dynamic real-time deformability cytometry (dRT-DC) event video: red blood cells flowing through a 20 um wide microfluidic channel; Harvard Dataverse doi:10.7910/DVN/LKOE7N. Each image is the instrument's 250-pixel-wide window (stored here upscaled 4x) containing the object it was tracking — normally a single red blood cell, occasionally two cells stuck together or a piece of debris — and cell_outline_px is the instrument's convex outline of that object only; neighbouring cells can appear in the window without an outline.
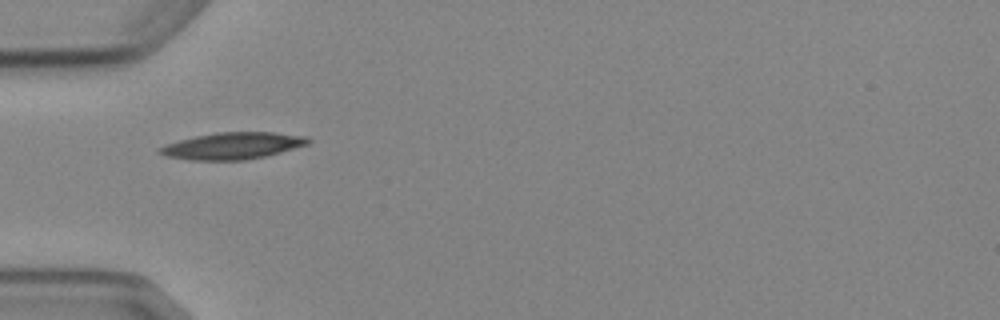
{"species": "Egyptian fruit bat (a non-hibernating species)", "species_latin": "Rousettus aegyptiacus", "temperature_condition": "cold", "stored_images_in_passage": 3, "camera_frame_rate_fps": 3000, "um_per_image_px": 0.085, "animal": {"sex": "female"}, "frame": {"image": 1, "passage_image": 1, "time_ms": 0.0, "image_size_px": [1000, 320], "cell_outline_px": [[312, 140], [308, 144], [268, 156], [244, 160], [188, 160], [164, 156], [156, 152], [156, 148], [164, 144], [196, 136], [216, 132], [272, 132], [308, 136]], "centroid_in_image_um": [19.74, 12.4], "position_along_channel_um": 65.3, "area_um2": 23.47}}
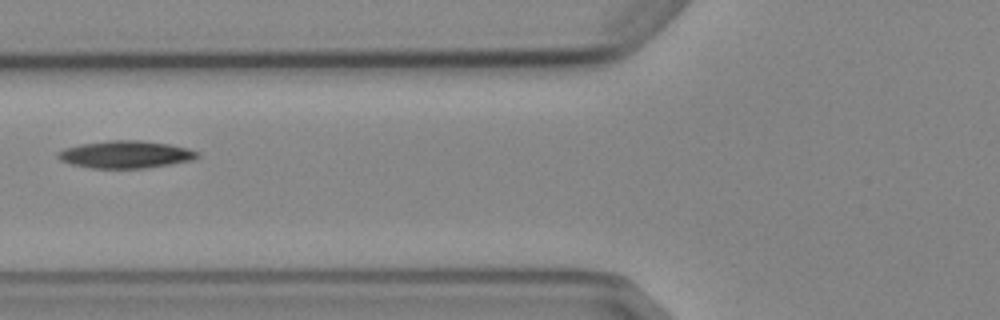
{"frame": {"image": 2, "passage_image": 2, "time_ms": 1.333, "image_size_px": [1000, 320], "cell_outline_px": [[200, 156], [192, 160], [144, 168], [92, 168], [72, 164], [60, 160], [56, 156], [56, 152], [64, 148], [80, 144], [112, 140], [140, 140], [168, 144], [188, 148], [200, 152]], "centroid_in_image_um": [10.66, 13.12], "position_along_channel_um": 115.1, "area_um2": 22.2}}